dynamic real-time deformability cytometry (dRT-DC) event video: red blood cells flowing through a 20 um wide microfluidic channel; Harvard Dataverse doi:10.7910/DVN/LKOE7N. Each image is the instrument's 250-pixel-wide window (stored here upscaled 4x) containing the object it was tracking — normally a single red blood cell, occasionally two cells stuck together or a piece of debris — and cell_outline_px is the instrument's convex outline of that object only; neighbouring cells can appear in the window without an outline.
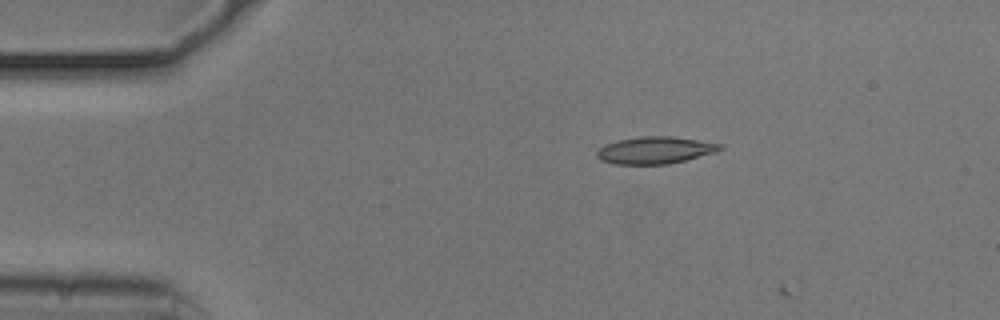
{"species": "common noctule bat (a hibernating species)", "species_latin": "Nyctalus noctula", "temperature_condition": "cold", "stored_images_in_passage": 3, "camera_frame_rate_fps": 3000, "um_per_image_px": 0.085, "animal": {"sex": "male", "body_mass_g": 20.5, "forearm_length_mm": 52.5}, "frame": {"image": 1, "passage_image": 2, "time_ms": 0.333, "image_size_px": [1000, 320], "cell_outline_px": [[724, 148], [716, 152], [668, 164], [616, 164], [600, 160], [596, 156], [596, 152], [604, 144], [620, 140], [640, 136], [672, 136], [724, 144]], "centroid_in_image_um": [55.69, 12.76], "position_along_channel_um": 29.3, "area_um2": 19.42}}